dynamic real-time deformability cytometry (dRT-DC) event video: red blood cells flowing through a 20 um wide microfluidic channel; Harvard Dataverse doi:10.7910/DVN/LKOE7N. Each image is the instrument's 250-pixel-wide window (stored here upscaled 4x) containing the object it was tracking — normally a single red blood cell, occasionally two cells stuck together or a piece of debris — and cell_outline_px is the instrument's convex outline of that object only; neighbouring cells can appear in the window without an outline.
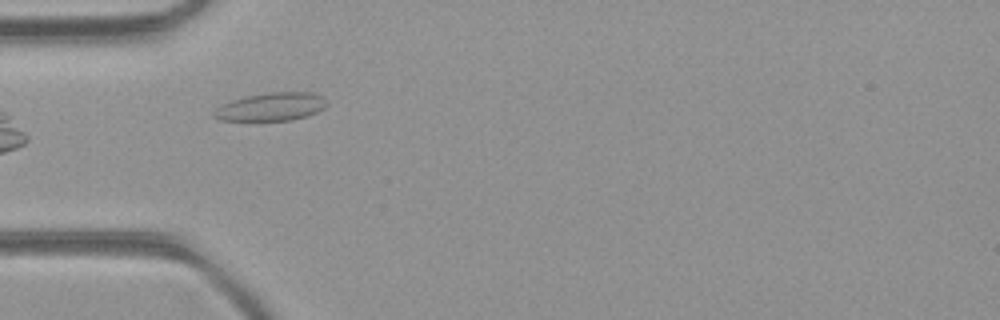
{"species": "common noctule bat (a hibernating species)", "species_latin": "Nyctalus noctula", "temperature_condition": "room temperature", "stored_images_in_passage": 3, "camera_frame_rate_fps": 3000, "um_per_image_px": 0.085, "animal": {"sex": "female", "body_mass_g": 21.9}, "frame": {"image": 1, "passage_image": 1, "time_ms": 0.0, "image_size_px": [1000, 320], "cell_outline_px": [[328, 104], [324, 108], [308, 116], [292, 120], [220, 120], [212, 116], [212, 112], [216, 108], [232, 100], [244, 96], [268, 92], [312, 92], [320, 96]], "centroid_in_image_um": [23.04, 9.07], "position_along_channel_um": 62.0, "area_um2": 18.44}}
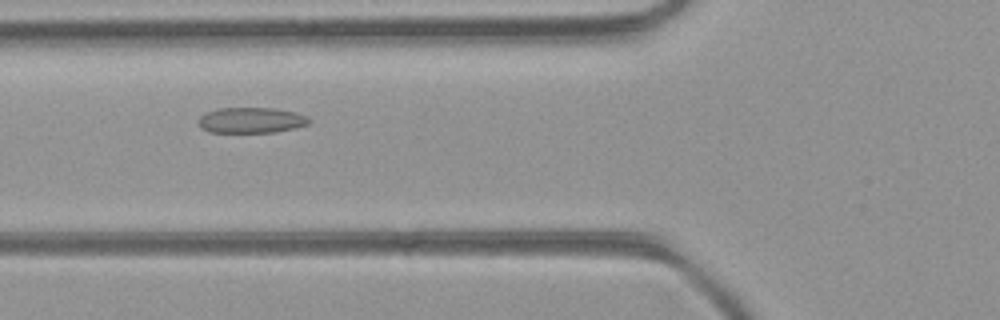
{"frame": {"image": 2, "passage_image": 2, "time_ms": 0.333, "image_size_px": [1000, 320], "cell_outline_px": [[312, 120], [308, 124], [296, 128], [276, 132], [208, 132], [200, 128], [200, 116], [208, 112], [220, 108], [276, 108], [296, 112], [308, 116]], "centroid_in_image_um": [21.42, 10.22], "position_along_channel_um": 104.4, "area_um2": 16.59}}
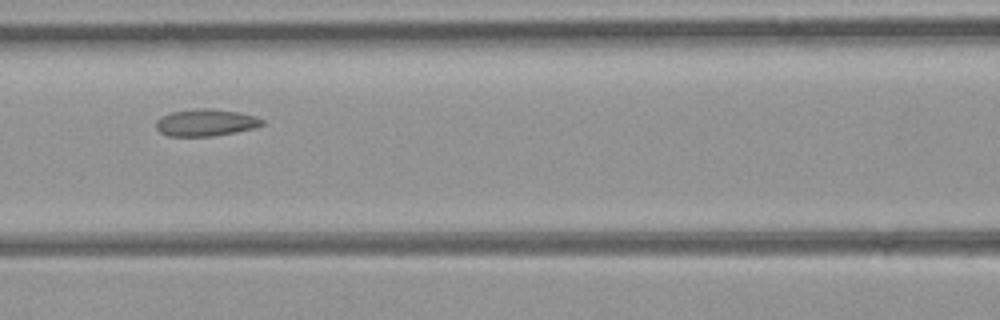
{"frame": {"image": 3, "passage_image": 3, "time_ms": 0.667, "image_size_px": [1000, 320], "cell_outline_px": [[264, 124], [252, 128], [216, 136], [168, 136], [160, 132], [156, 128], [156, 120], [160, 116], [172, 112], [196, 108], [208, 108], [236, 112], [256, 116], [264, 120]], "centroid_in_image_um": [17.45, 10.42], "position_along_channel_um": 149.1, "area_um2": 16.65}}